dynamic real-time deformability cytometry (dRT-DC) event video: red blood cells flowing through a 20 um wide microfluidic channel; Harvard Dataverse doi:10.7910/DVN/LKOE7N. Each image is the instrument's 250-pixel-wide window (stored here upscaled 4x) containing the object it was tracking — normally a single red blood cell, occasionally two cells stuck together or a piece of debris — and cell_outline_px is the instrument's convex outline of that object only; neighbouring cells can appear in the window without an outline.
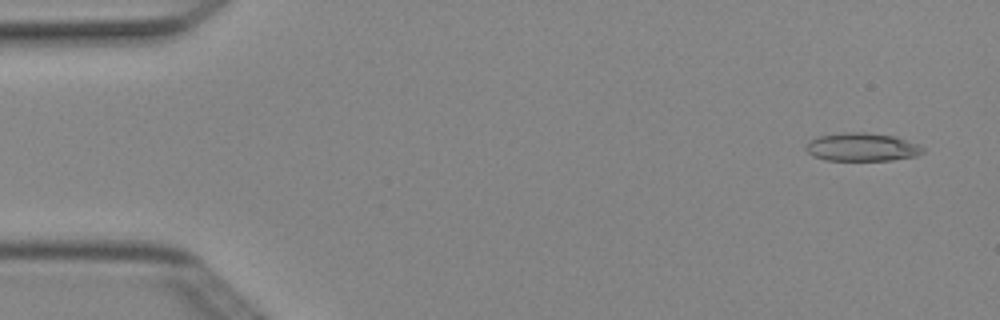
{"species": "Egyptian fruit bat (a non-hibernating species)", "species_latin": "Rousettus aegyptiacus", "temperature_condition": "cold", "stored_images_in_passage": 4, "camera_frame_rate_fps": 3000, "um_per_image_px": 0.085, "animal": {"sex": "female"}, "frame": {"image": 1, "passage_image": 1, "time_ms": 0.0, "image_size_px": [1000, 320], "cell_outline_px": [[924, 152], [916, 156], [892, 160], [824, 160], [812, 156], [804, 148], [808, 140], [820, 136], [844, 132], [868, 132], [896, 136], [920, 144], [924, 148]], "centroid_in_image_um": [73.28, 12.49], "position_along_channel_um": 11.7, "area_um2": 19.54}}
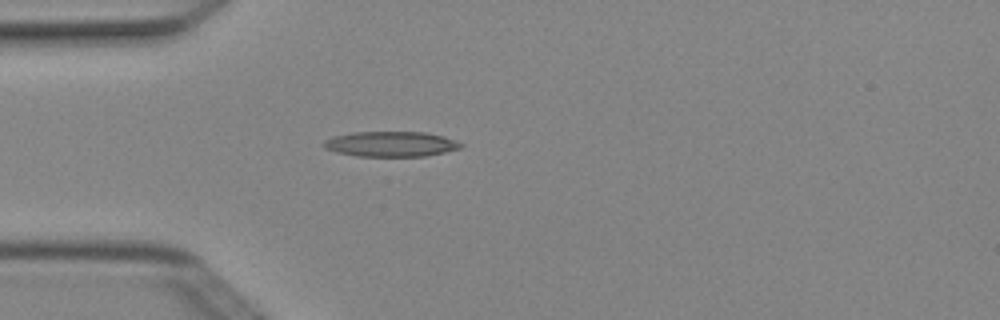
{"frame": {"image": 2, "passage_image": 4, "time_ms": 1.0, "image_size_px": [1000, 320], "cell_outline_px": [[464, 144], [460, 148], [444, 152], [424, 156], [356, 156], [336, 152], [324, 148], [320, 144], [324, 140], [332, 136], [352, 132], [424, 132], [444, 136]], "centroid_in_image_um": [33.16, 12.24], "position_along_channel_um": 51.8, "area_um2": 20.23}}